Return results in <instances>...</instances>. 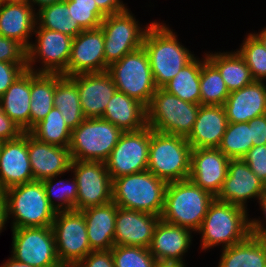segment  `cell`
Listing matches in <instances>:
<instances>
[{
	"mask_svg": "<svg viewBox=\"0 0 266 267\" xmlns=\"http://www.w3.org/2000/svg\"><path fill=\"white\" fill-rule=\"evenodd\" d=\"M8 219L6 191L0 188V232Z\"/></svg>",
	"mask_w": 266,
	"mask_h": 267,
	"instance_id": "obj_51",
	"label": "cell"
},
{
	"mask_svg": "<svg viewBox=\"0 0 266 267\" xmlns=\"http://www.w3.org/2000/svg\"><path fill=\"white\" fill-rule=\"evenodd\" d=\"M105 72L104 33L101 27L83 30L72 41L68 77Z\"/></svg>",
	"mask_w": 266,
	"mask_h": 267,
	"instance_id": "obj_18",
	"label": "cell"
},
{
	"mask_svg": "<svg viewBox=\"0 0 266 267\" xmlns=\"http://www.w3.org/2000/svg\"><path fill=\"white\" fill-rule=\"evenodd\" d=\"M173 30L152 22L143 40L157 88H162L195 57L178 42Z\"/></svg>",
	"mask_w": 266,
	"mask_h": 267,
	"instance_id": "obj_1",
	"label": "cell"
},
{
	"mask_svg": "<svg viewBox=\"0 0 266 267\" xmlns=\"http://www.w3.org/2000/svg\"><path fill=\"white\" fill-rule=\"evenodd\" d=\"M139 26L128 9L106 15L102 20L100 27L104 33L105 72L112 63L143 46L149 26H146V29Z\"/></svg>",
	"mask_w": 266,
	"mask_h": 267,
	"instance_id": "obj_11",
	"label": "cell"
},
{
	"mask_svg": "<svg viewBox=\"0 0 266 267\" xmlns=\"http://www.w3.org/2000/svg\"><path fill=\"white\" fill-rule=\"evenodd\" d=\"M228 123L223 106L200 105L196 121L186 140L192 149L218 148Z\"/></svg>",
	"mask_w": 266,
	"mask_h": 267,
	"instance_id": "obj_24",
	"label": "cell"
},
{
	"mask_svg": "<svg viewBox=\"0 0 266 267\" xmlns=\"http://www.w3.org/2000/svg\"><path fill=\"white\" fill-rule=\"evenodd\" d=\"M55 178H57V176L42 181L46 197L51 207L56 212L76 210L78 194V183L76 178L73 176V180L70 179L72 182H68V180L65 182L64 180H59L54 183ZM54 198L58 200V204L54 202Z\"/></svg>",
	"mask_w": 266,
	"mask_h": 267,
	"instance_id": "obj_39",
	"label": "cell"
},
{
	"mask_svg": "<svg viewBox=\"0 0 266 267\" xmlns=\"http://www.w3.org/2000/svg\"><path fill=\"white\" fill-rule=\"evenodd\" d=\"M260 240V243L262 244L265 254H266V238H258Z\"/></svg>",
	"mask_w": 266,
	"mask_h": 267,
	"instance_id": "obj_57",
	"label": "cell"
},
{
	"mask_svg": "<svg viewBox=\"0 0 266 267\" xmlns=\"http://www.w3.org/2000/svg\"><path fill=\"white\" fill-rule=\"evenodd\" d=\"M36 28H45L61 32L75 38L83 30L71 14V9L65 2L44 6L37 12ZM39 20V21H38ZM39 22V23H38Z\"/></svg>",
	"mask_w": 266,
	"mask_h": 267,
	"instance_id": "obj_35",
	"label": "cell"
},
{
	"mask_svg": "<svg viewBox=\"0 0 266 267\" xmlns=\"http://www.w3.org/2000/svg\"><path fill=\"white\" fill-rule=\"evenodd\" d=\"M65 0H27V2L31 5L34 6L35 4H37V6H39V10L44 7V6H48V5H52L54 3H60V2H64ZM34 3V5H33Z\"/></svg>",
	"mask_w": 266,
	"mask_h": 267,
	"instance_id": "obj_53",
	"label": "cell"
},
{
	"mask_svg": "<svg viewBox=\"0 0 266 267\" xmlns=\"http://www.w3.org/2000/svg\"><path fill=\"white\" fill-rule=\"evenodd\" d=\"M151 128L123 132L108 159L106 169L111 180L147 170Z\"/></svg>",
	"mask_w": 266,
	"mask_h": 267,
	"instance_id": "obj_13",
	"label": "cell"
},
{
	"mask_svg": "<svg viewBox=\"0 0 266 267\" xmlns=\"http://www.w3.org/2000/svg\"><path fill=\"white\" fill-rule=\"evenodd\" d=\"M75 267H115L111 250L92 251Z\"/></svg>",
	"mask_w": 266,
	"mask_h": 267,
	"instance_id": "obj_46",
	"label": "cell"
},
{
	"mask_svg": "<svg viewBox=\"0 0 266 267\" xmlns=\"http://www.w3.org/2000/svg\"><path fill=\"white\" fill-rule=\"evenodd\" d=\"M0 61L27 63V49L20 42L0 35Z\"/></svg>",
	"mask_w": 266,
	"mask_h": 267,
	"instance_id": "obj_43",
	"label": "cell"
},
{
	"mask_svg": "<svg viewBox=\"0 0 266 267\" xmlns=\"http://www.w3.org/2000/svg\"><path fill=\"white\" fill-rule=\"evenodd\" d=\"M168 183L148 170L112 180V201L121 208L160 216Z\"/></svg>",
	"mask_w": 266,
	"mask_h": 267,
	"instance_id": "obj_2",
	"label": "cell"
},
{
	"mask_svg": "<svg viewBox=\"0 0 266 267\" xmlns=\"http://www.w3.org/2000/svg\"><path fill=\"white\" fill-rule=\"evenodd\" d=\"M73 19L82 30L99 28L106 15L98 8L95 0H65Z\"/></svg>",
	"mask_w": 266,
	"mask_h": 267,
	"instance_id": "obj_42",
	"label": "cell"
},
{
	"mask_svg": "<svg viewBox=\"0 0 266 267\" xmlns=\"http://www.w3.org/2000/svg\"><path fill=\"white\" fill-rule=\"evenodd\" d=\"M71 132L72 130L56 107H53L47 116L29 131L41 142L66 148L70 144Z\"/></svg>",
	"mask_w": 266,
	"mask_h": 267,
	"instance_id": "obj_36",
	"label": "cell"
},
{
	"mask_svg": "<svg viewBox=\"0 0 266 267\" xmlns=\"http://www.w3.org/2000/svg\"><path fill=\"white\" fill-rule=\"evenodd\" d=\"M218 267H266L260 240L249 235L244 241L224 248Z\"/></svg>",
	"mask_w": 266,
	"mask_h": 267,
	"instance_id": "obj_33",
	"label": "cell"
},
{
	"mask_svg": "<svg viewBox=\"0 0 266 267\" xmlns=\"http://www.w3.org/2000/svg\"><path fill=\"white\" fill-rule=\"evenodd\" d=\"M191 243L190 229L167 223L160 218L155 226L149 250L156 260L183 262L182 256L188 251Z\"/></svg>",
	"mask_w": 266,
	"mask_h": 267,
	"instance_id": "obj_25",
	"label": "cell"
},
{
	"mask_svg": "<svg viewBox=\"0 0 266 267\" xmlns=\"http://www.w3.org/2000/svg\"><path fill=\"white\" fill-rule=\"evenodd\" d=\"M12 230V255L16 261L32 267H63L56 252L50 227H23Z\"/></svg>",
	"mask_w": 266,
	"mask_h": 267,
	"instance_id": "obj_12",
	"label": "cell"
},
{
	"mask_svg": "<svg viewBox=\"0 0 266 267\" xmlns=\"http://www.w3.org/2000/svg\"><path fill=\"white\" fill-rule=\"evenodd\" d=\"M34 181L28 156L27 132L17 139L2 142L0 147V188Z\"/></svg>",
	"mask_w": 266,
	"mask_h": 267,
	"instance_id": "obj_20",
	"label": "cell"
},
{
	"mask_svg": "<svg viewBox=\"0 0 266 267\" xmlns=\"http://www.w3.org/2000/svg\"><path fill=\"white\" fill-rule=\"evenodd\" d=\"M95 3L105 15L117 14L127 10L123 1L120 0H95Z\"/></svg>",
	"mask_w": 266,
	"mask_h": 267,
	"instance_id": "obj_50",
	"label": "cell"
},
{
	"mask_svg": "<svg viewBox=\"0 0 266 267\" xmlns=\"http://www.w3.org/2000/svg\"><path fill=\"white\" fill-rule=\"evenodd\" d=\"M34 33L37 38L27 49V69L37 73L68 76L73 38L45 28H35ZM38 57L44 66L40 70H34L32 67Z\"/></svg>",
	"mask_w": 266,
	"mask_h": 267,
	"instance_id": "obj_14",
	"label": "cell"
},
{
	"mask_svg": "<svg viewBox=\"0 0 266 267\" xmlns=\"http://www.w3.org/2000/svg\"><path fill=\"white\" fill-rule=\"evenodd\" d=\"M191 150L186 137L151 129L147 170L167 183L188 179Z\"/></svg>",
	"mask_w": 266,
	"mask_h": 267,
	"instance_id": "obj_5",
	"label": "cell"
},
{
	"mask_svg": "<svg viewBox=\"0 0 266 267\" xmlns=\"http://www.w3.org/2000/svg\"><path fill=\"white\" fill-rule=\"evenodd\" d=\"M200 105L157 88L146 107V124L161 133L187 137L196 121Z\"/></svg>",
	"mask_w": 266,
	"mask_h": 267,
	"instance_id": "obj_6",
	"label": "cell"
},
{
	"mask_svg": "<svg viewBox=\"0 0 266 267\" xmlns=\"http://www.w3.org/2000/svg\"><path fill=\"white\" fill-rule=\"evenodd\" d=\"M70 170L78 183L76 210L112 201V180L105 162L72 160Z\"/></svg>",
	"mask_w": 266,
	"mask_h": 267,
	"instance_id": "obj_15",
	"label": "cell"
},
{
	"mask_svg": "<svg viewBox=\"0 0 266 267\" xmlns=\"http://www.w3.org/2000/svg\"><path fill=\"white\" fill-rule=\"evenodd\" d=\"M30 70H25L0 97V108L23 131H30Z\"/></svg>",
	"mask_w": 266,
	"mask_h": 267,
	"instance_id": "obj_29",
	"label": "cell"
},
{
	"mask_svg": "<svg viewBox=\"0 0 266 267\" xmlns=\"http://www.w3.org/2000/svg\"><path fill=\"white\" fill-rule=\"evenodd\" d=\"M205 56L218 69L230 93L254 81L250 69L237 51L210 53Z\"/></svg>",
	"mask_w": 266,
	"mask_h": 267,
	"instance_id": "obj_31",
	"label": "cell"
},
{
	"mask_svg": "<svg viewBox=\"0 0 266 267\" xmlns=\"http://www.w3.org/2000/svg\"><path fill=\"white\" fill-rule=\"evenodd\" d=\"M123 131L103 118H86L71 132L72 160L105 162Z\"/></svg>",
	"mask_w": 266,
	"mask_h": 267,
	"instance_id": "obj_8",
	"label": "cell"
},
{
	"mask_svg": "<svg viewBox=\"0 0 266 267\" xmlns=\"http://www.w3.org/2000/svg\"><path fill=\"white\" fill-rule=\"evenodd\" d=\"M27 1L0 4V35L20 42L26 49L36 27L37 13Z\"/></svg>",
	"mask_w": 266,
	"mask_h": 267,
	"instance_id": "obj_27",
	"label": "cell"
},
{
	"mask_svg": "<svg viewBox=\"0 0 266 267\" xmlns=\"http://www.w3.org/2000/svg\"><path fill=\"white\" fill-rule=\"evenodd\" d=\"M228 122L245 123L266 114V85L253 81L229 94L223 104Z\"/></svg>",
	"mask_w": 266,
	"mask_h": 267,
	"instance_id": "obj_23",
	"label": "cell"
},
{
	"mask_svg": "<svg viewBox=\"0 0 266 267\" xmlns=\"http://www.w3.org/2000/svg\"><path fill=\"white\" fill-rule=\"evenodd\" d=\"M265 192L266 185L243 159H230L226 179L216 199L247 209V199H259Z\"/></svg>",
	"mask_w": 266,
	"mask_h": 267,
	"instance_id": "obj_17",
	"label": "cell"
},
{
	"mask_svg": "<svg viewBox=\"0 0 266 267\" xmlns=\"http://www.w3.org/2000/svg\"><path fill=\"white\" fill-rule=\"evenodd\" d=\"M248 124L251 129L253 146L266 145V114L255 117Z\"/></svg>",
	"mask_w": 266,
	"mask_h": 267,
	"instance_id": "obj_48",
	"label": "cell"
},
{
	"mask_svg": "<svg viewBox=\"0 0 266 267\" xmlns=\"http://www.w3.org/2000/svg\"><path fill=\"white\" fill-rule=\"evenodd\" d=\"M23 131L0 108V142L17 139Z\"/></svg>",
	"mask_w": 266,
	"mask_h": 267,
	"instance_id": "obj_47",
	"label": "cell"
},
{
	"mask_svg": "<svg viewBox=\"0 0 266 267\" xmlns=\"http://www.w3.org/2000/svg\"><path fill=\"white\" fill-rule=\"evenodd\" d=\"M204 58L200 74V104L223 106L230 92L218 69L206 57Z\"/></svg>",
	"mask_w": 266,
	"mask_h": 267,
	"instance_id": "obj_37",
	"label": "cell"
},
{
	"mask_svg": "<svg viewBox=\"0 0 266 267\" xmlns=\"http://www.w3.org/2000/svg\"><path fill=\"white\" fill-rule=\"evenodd\" d=\"M5 191L8 219L9 215L15 218L12 229L52 226L56 211L48 202L42 181L34 180L10 187Z\"/></svg>",
	"mask_w": 266,
	"mask_h": 267,
	"instance_id": "obj_7",
	"label": "cell"
},
{
	"mask_svg": "<svg viewBox=\"0 0 266 267\" xmlns=\"http://www.w3.org/2000/svg\"><path fill=\"white\" fill-rule=\"evenodd\" d=\"M184 262L170 260H156L153 267H185Z\"/></svg>",
	"mask_w": 266,
	"mask_h": 267,
	"instance_id": "obj_52",
	"label": "cell"
},
{
	"mask_svg": "<svg viewBox=\"0 0 266 267\" xmlns=\"http://www.w3.org/2000/svg\"><path fill=\"white\" fill-rule=\"evenodd\" d=\"M115 267H153L156 259L149 248L115 245L111 249Z\"/></svg>",
	"mask_w": 266,
	"mask_h": 267,
	"instance_id": "obj_41",
	"label": "cell"
},
{
	"mask_svg": "<svg viewBox=\"0 0 266 267\" xmlns=\"http://www.w3.org/2000/svg\"><path fill=\"white\" fill-rule=\"evenodd\" d=\"M229 162L230 158L218 148L192 149L189 179L217 197L226 179Z\"/></svg>",
	"mask_w": 266,
	"mask_h": 267,
	"instance_id": "obj_16",
	"label": "cell"
},
{
	"mask_svg": "<svg viewBox=\"0 0 266 267\" xmlns=\"http://www.w3.org/2000/svg\"><path fill=\"white\" fill-rule=\"evenodd\" d=\"M249 221L246 209L215 198L198 230L202 250L219 244L224 249L244 241L250 235Z\"/></svg>",
	"mask_w": 266,
	"mask_h": 267,
	"instance_id": "obj_4",
	"label": "cell"
},
{
	"mask_svg": "<svg viewBox=\"0 0 266 267\" xmlns=\"http://www.w3.org/2000/svg\"><path fill=\"white\" fill-rule=\"evenodd\" d=\"M58 74L30 71V130L54 107L53 98Z\"/></svg>",
	"mask_w": 266,
	"mask_h": 267,
	"instance_id": "obj_30",
	"label": "cell"
},
{
	"mask_svg": "<svg viewBox=\"0 0 266 267\" xmlns=\"http://www.w3.org/2000/svg\"><path fill=\"white\" fill-rule=\"evenodd\" d=\"M242 44L240 50H237V52L250 69L254 81H263V79H266V48L251 33L245 38V41L243 40Z\"/></svg>",
	"mask_w": 266,
	"mask_h": 267,
	"instance_id": "obj_40",
	"label": "cell"
},
{
	"mask_svg": "<svg viewBox=\"0 0 266 267\" xmlns=\"http://www.w3.org/2000/svg\"><path fill=\"white\" fill-rule=\"evenodd\" d=\"M27 0H0V4H7V3H20L26 2Z\"/></svg>",
	"mask_w": 266,
	"mask_h": 267,
	"instance_id": "obj_56",
	"label": "cell"
},
{
	"mask_svg": "<svg viewBox=\"0 0 266 267\" xmlns=\"http://www.w3.org/2000/svg\"><path fill=\"white\" fill-rule=\"evenodd\" d=\"M160 216L117 206L114 243L149 248Z\"/></svg>",
	"mask_w": 266,
	"mask_h": 267,
	"instance_id": "obj_21",
	"label": "cell"
},
{
	"mask_svg": "<svg viewBox=\"0 0 266 267\" xmlns=\"http://www.w3.org/2000/svg\"><path fill=\"white\" fill-rule=\"evenodd\" d=\"M266 220V192L258 199ZM260 220L249 221L250 235L256 238H266V227Z\"/></svg>",
	"mask_w": 266,
	"mask_h": 267,
	"instance_id": "obj_49",
	"label": "cell"
},
{
	"mask_svg": "<svg viewBox=\"0 0 266 267\" xmlns=\"http://www.w3.org/2000/svg\"><path fill=\"white\" fill-rule=\"evenodd\" d=\"M201 66L202 61L195 57L162 88L184 101L200 104Z\"/></svg>",
	"mask_w": 266,
	"mask_h": 267,
	"instance_id": "obj_34",
	"label": "cell"
},
{
	"mask_svg": "<svg viewBox=\"0 0 266 267\" xmlns=\"http://www.w3.org/2000/svg\"><path fill=\"white\" fill-rule=\"evenodd\" d=\"M264 45V47L266 48V28L262 29V31H260L259 34H254Z\"/></svg>",
	"mask_w": 266,
	"mask_h": 267,
	"instance_id": "obj_55",
	"label": "cell"
},
{
	"mask_svg": "<svg viewBox=\"0 0 266 267\" xmlns=\"http://www.w3.org/2000/svg\"><path fill=\"white\" fill-rule=\"evenodd\" d=\"M53 103L71 130L77 128L86 119L82 112L78 87L68 76L58 74Z\"/></svg>",
	"mask_w": 266,
	"mask_h": 267,
	"instance_id": "obj_32",
	"label": "cell"
},
{
	"mask_svg": "<svg viewBox=\"0 0 266 267\" xmlns=\"http://www.w3.org/2000/svg\"><path fill=\"white\" fill-rule=\"evenodd\" d=\"M102 118L123 132L137 131L147 126L146 107L119 90L107 103Z\"/></svg>",
	"mask_w": 266,
	"mask_h": 267,
	"instance_id": "obj_28",
	"label": "cell"
},
{
	"mask_svg": "<svg viewBox=\"0 0 266 267\" xmlns=\"http://www.w3.org/2000/svg\"><path fill=\"white\" fill-rule=\"evenodd\" d=\"M215 198L189 178L168 183L164 210L160 218L167 223L197 232Z\"/></svg>",
	"mask_w": 266,
	"mask_h": 267,
	"instance_id": "obj_3",
	"label": "cell"
},
{
	"mask_svg": "<svg viewBox=\"0 0 266 267\" xmlns=\"http://www.w3.org/2000/svg\"><path fill=\"white\" fill-rule=\"evenodd\" d=\"M242 159L266 185V145L253 146Z\"/></svg>",
	"mask_w": 266,
	"mask_h": 267,
	"instance_id": "obj_44",
	"label": "cell"
},
{
	"mask_svg": "<svg viewBox=\"0 0 266 267\" xmlns=\"http://www.w3.org/2000/svg\"><path fill=\"white\" fill-rule=\"evenodd\" d=\"M52 229L57 256L63 267H75L92 252L82 211L56 212Z\"/></svg>",
	"mask_w": 266,
	"mask_h": 267,
	"instance_id": "obj_10",
	"label": "cell"
},
{
	"mask_svg": "<svg viewBox=\"0 0 266 267\" xmlns=\"http://www.w3.org/2000/svg\"><path fill=\"white\" fill-rule=\"evenodd\" d=\"M25 70H27V63L0 61V97Z\"/></svg>",
	"mask_w": 266,
	"mask_h": 267,
	"instance_id": "obj_45",
	"label": "cell"
},
{
	"mask_svg": "<svg viewBox=\"0 0 266 267\" xmlns=\"http://www.w3.org/2000/svg\"><path fill=\"white\" fill-rule=\"evenodd\" d=\"M92 251H109L114 246L117 205L111 201L104 205L82 210Z\"/></svg>",
	"mask_w": 266,
	"mask_h": 267,
	"instance_id": "obj_26",
	"label": "cell"
},
{
	"mask_svg": "<svg viewBox=\"0 0 266 267\" xmlns=\"http://www.w3.org/2000/svg\"><path fill=\"white\" fill-rule=\"evenodd\" d=\"M0 267H32V266L16 261L13 257H11L10 259L7 260V262L2 264V266Z\"/></svg>",
	"mask_w": 266,
	"mask_h": 267,
	"instance_id": "obj_54",
	"label": "cell"
},
{
	"mask_svg": "<svg viewBox=\"0 0 266 267\" xmlns=\"http://www.w3.org/2000/svg\"><path fill=\"white\" fill-rule=\"evenodd\" d=\"M107 72L117 90L148 106L157 87L143 46L112 63Z\"/></svg>",
	"mask_w": 266,
	"mask_h": 267,
	"instance_id": "obj_9",
	"label": "cell"
},
{
	"mask_svg": "<svg viewBox=\"0 0 266 267\" xmlns=\"http://www.w3.org/2000/svg\"><path fill=\"white\" fill-rule=\"evenodd\" d=\"M253 147L248 122H229L218 149L230 159H242Z\"/></svg>",
	"mask_w": 266,
	"mask_h": 267,
	"instance_id": "obj_38",
	"label": "cell"
},
{
	"mask_svg": "<svg viewBox=\"0 0 266 267\" xmlns=\"http://www.w3.org/2000/svg\"><path fill=\"white\" fill-rule=\"evenodd\" d=\"M27 146L34 180L43 181L70 171L72 159L68 148L41 142L29 132Z\"/></svg>",
	"mask_w": 266,
	"mask_h": 267,
	"instance_id": "obj_22",
	"label": "cell"
},
{
	"mask_svg": "<svg viewBox=\"0 0 266 267\" xmlns=\"http://www.w3.org/2000/svg\"><path fill=\"white\" fill-rule=\"evenodd\" d=\"M70 78L78 87L85 118H102L107 103L117 90L111 75L106 71L77 74Z\"/></svg>",
	"mask_w": 266,
	"mask_h": 267,
	"instance_id": "obj_19",
	"label": "cell"
}]
</instances>
